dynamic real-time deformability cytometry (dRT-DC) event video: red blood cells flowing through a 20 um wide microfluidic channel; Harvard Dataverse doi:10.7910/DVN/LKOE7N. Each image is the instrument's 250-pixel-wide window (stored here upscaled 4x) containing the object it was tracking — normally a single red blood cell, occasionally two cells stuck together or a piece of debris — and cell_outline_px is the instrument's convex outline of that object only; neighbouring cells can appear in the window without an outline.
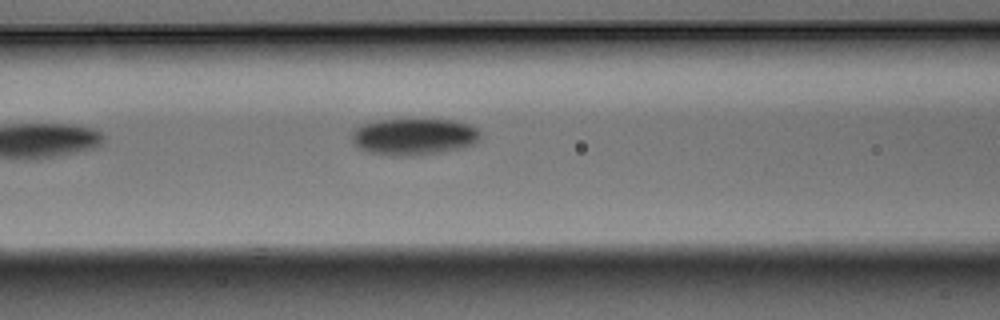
{"species": "Egyptian fruit bat (a non-hibernating species)", "species_latin": "Rousettus aegyptiacus", "temperature_condition": "warm", "stored_images_in_passage": 7, "camera_frame_rate_fps": 3000, "um_per_image_px": 0.085, "animal": {"sex": "male"}, "frame": {"image": 1, "passage_image": 7, "time_ms": 2.0, "image_size_px": [1000, 320], "cell_outline_px": [[480, 136], [476, 144], [460, 148], [440, 152], [412, 156], [392, 156], [368, 152], [360, 148], [352, 140], [352, 132], [356, 128], [364, 124], [380, 120], [452, 120], [468, 124], [476, 128], [480, 132]], "centroid_in_image_um": [35.2, 11.63], "position_along_channel_um": 131.4, "area_um2": 27.28}}